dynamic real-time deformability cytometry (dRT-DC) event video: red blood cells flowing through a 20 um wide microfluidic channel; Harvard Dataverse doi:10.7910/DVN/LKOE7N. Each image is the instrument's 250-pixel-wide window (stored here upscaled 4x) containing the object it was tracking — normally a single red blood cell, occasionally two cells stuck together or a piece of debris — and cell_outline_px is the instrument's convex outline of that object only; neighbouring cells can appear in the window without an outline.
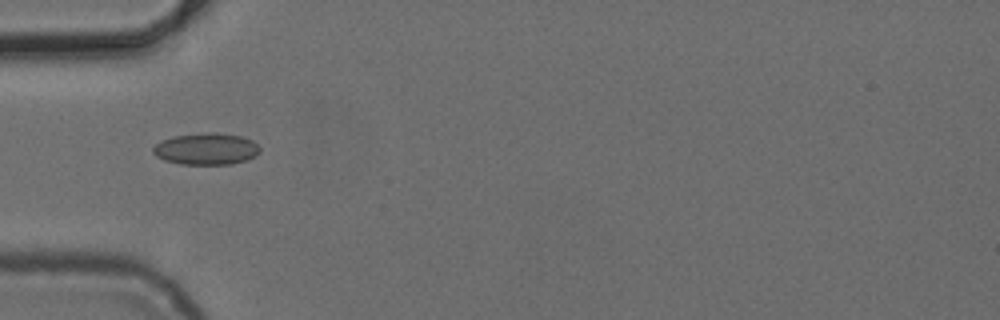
{"species": "common noctule bat (a hibernating species)", "species_latin": "Nyctalus noctula", "temperature_condition": "cold", "stored_images_in_passage": 4, "camera_frame_rate_fps": 3000, "um_per_image_px": 0.085, "animal": {"sex": "female", "body_mass_g": 24.6, "forearm_length_mm": 56.2}, "frame": {"image": 1, "passage_image": 1, "time_ms": 0.0, "image_size_px": [1000, 320], "cell_outline_px": [[260, 152], [256, 156], [232, 164], [180, 164], [164, 160], [156, 156], [152, 152], [152, 148], [160, 140], [172, 136], [208, 132], [216, 132], [240, 136], [252, 140], [260, 148]], "centroid_in_image_um": [17.5, 12.65], "position_along_channel_um": 67.5, "area_um2": 19.83}}
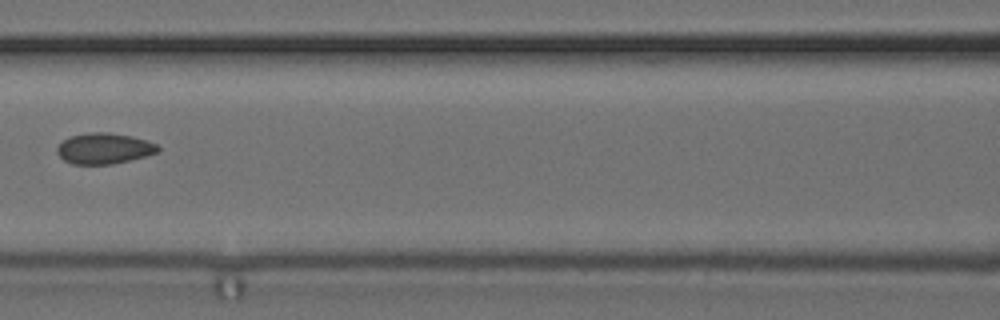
{"frame": {"image": 2, "passage_image": 3, "time_ms": 2.333, "image_size_px": [1000, 320], "cell_outline_px": [[160, 152], [112, 164], [72, 164], [64, 160], [56, 152], [56, 148], [64, 140], [72, 136], [88, 132], [108, 132], [132, 136], [156, 144], [160, 148]], "centroid_in_image_um": [8.84, 12.62], "position_along_channel_um": 157.8, "area_um2": 17.98}}
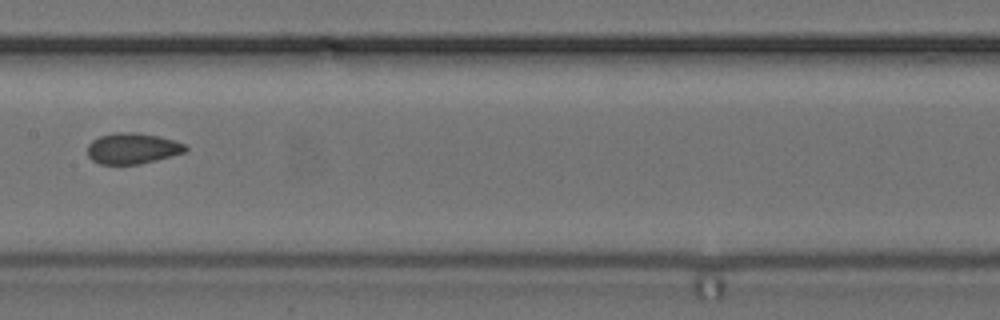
{"frame": {"image": 3, "passage_image": 4, "time_ms": 3.333, "image_size_px": [1000, 320], "cell_outline_px": [[188, 148], [184, 152], [156, 160], [140, 164], [100, 164], [92, 160], [88, 156], [88, 144], [92, 140], [100, 136], [116, 132], [136, 132], [160, 136], [176, 140], [184, 144]], "centroid_in_image_um": [11.26, 12.6], "position_along_channel_um": 196.1, "area_um2": 17.69}}